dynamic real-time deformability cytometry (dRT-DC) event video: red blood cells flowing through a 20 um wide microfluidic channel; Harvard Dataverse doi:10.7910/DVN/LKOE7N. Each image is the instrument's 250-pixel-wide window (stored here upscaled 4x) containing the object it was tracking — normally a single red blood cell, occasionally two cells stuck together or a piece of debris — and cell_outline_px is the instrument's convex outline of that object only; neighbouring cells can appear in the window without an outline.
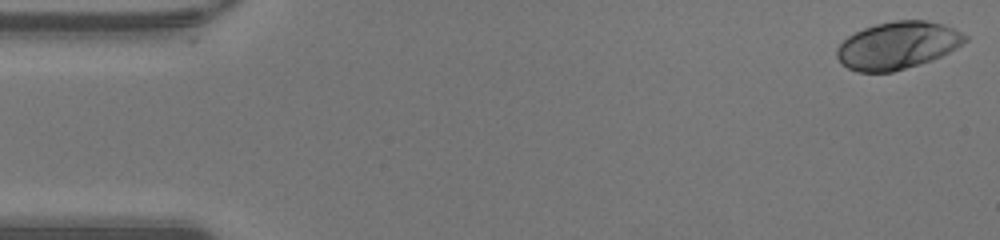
{"species": "human", "species_latin": "Homo sapiens", "temperature_condition": "warm", "stored_images_in_passage": 43, "camera_frame_rate_fps": 3000, "um_per_image_px": 0.085, "donor": {"sex": "male"}, "frame": {"image": 1, "passage_image": 1, "time_ms": 0.0, "image_size_px": [1000, 240], "cell_outline_px": [[968, 40], [956, 48], [932, 60], [892, 72], [860, 72], [848, 68], [840, 64], [836, 56], [836, 48], [848, 36], [864, 28], [876, 24], [896, 20], [924, 20], [944, 24], [968, 36]], "centroid_in_image_um": [76.27, 3.86], "position_along_channel_um": 8.7, "area_um2": 35.32}}
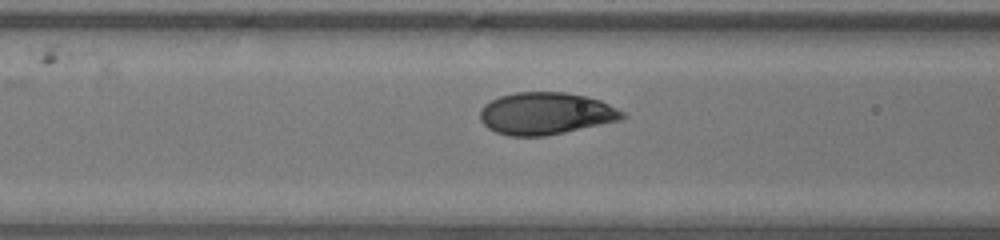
{"frame": {"image": 2, "passage_image": 19, "time_ms": 6.0, "image_size_px": [1000, 240], "cell_outline_px": [[628, 116], [624, 120], [544, 136], [508, 136], [496, 132], [488, 128], [480, 120], [480, 108], [484, 104], [500, 96], [516, 92], [564, 92], [584, 96], [600, 100], [624, 112]], "centroid_in_image_um": [46.4, 9.65], "position_along_channel_um": 120.2, "area_um2": 35.08}}
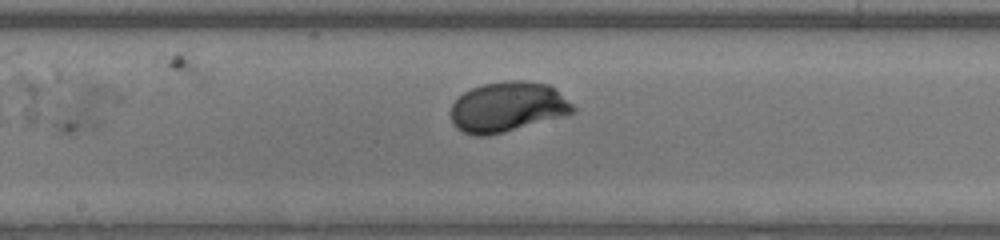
{"frame": {"image": 3, "passage_image": 25, "time_ms": 8.0, "image_size_px": [1000, 240], "cell_outline_px": [[576, 112], [504, 132], [488, 136], [472, 136], [456, 128], [452, 124], [448, 112], [452, 104], [464, 92], [472, 88], [484, 84], [508, 80], [524, 80], [548, 84], [572, 104], [576, 108]], "centroid_in_image_um": [43.08, 9.1], "position_along_channel_um": 205.1, "area_um2": 35.66}}